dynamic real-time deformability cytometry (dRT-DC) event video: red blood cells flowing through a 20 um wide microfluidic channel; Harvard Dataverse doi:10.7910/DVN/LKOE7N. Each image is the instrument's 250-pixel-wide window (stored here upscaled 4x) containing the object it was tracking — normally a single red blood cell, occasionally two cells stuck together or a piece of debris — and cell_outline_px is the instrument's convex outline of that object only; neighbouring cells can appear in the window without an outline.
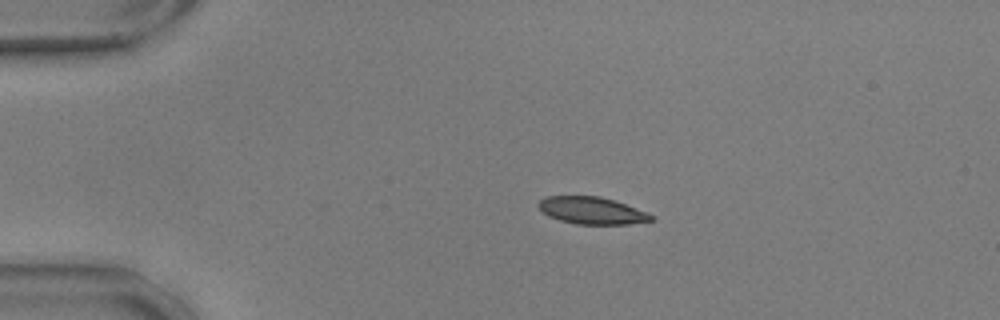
{"species": "common noctule bat (a hibernating species)", "species_latin": "Nyctalus noctula", "temperature_condition": "warm", "stored_images_in_passage": 46, "camera_frame_rate_fps": 3000, "um_per_image_px": 0.085, "animal": {"sex": "male", "body_mass_g": 17.9, "forearm_length_mm": 54.2}, "frame": {"image": 1, "passage_image": 1, "time_ms": 0.0, "image_size_px": [1000, 320], "cell_outline_px": [[656, 216], [652, 220], [628, 224], [576, 224], [560, 220], [548, 216], [536, 204], [540, 200], [548, 196], [600, 196], [648, 212]], "centroid_in_image_um": [50.31, 17.9], "position_along_channel_um": 34.7, "area_um2": 17.69}}
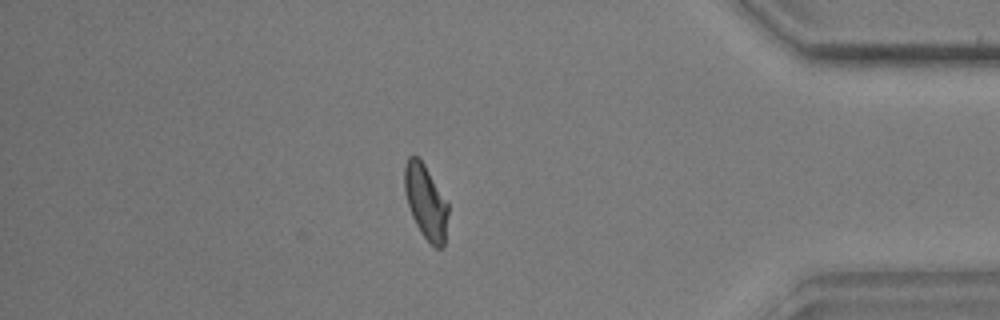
{"frame": {"image": 2, "passage_image": 38, "time_ms": 12.333, "image_size_px": [1000, 320], "cell_outline_px": [[448, 212], [444, 248], [436, 248], [420, 232], [412, 216], [408, 204], [404, 188], [404, 164], [408, 156], [416, 156], [424, 164], [448, 204]], "centroid_in_image_um": [36.18, 17.16], "position_along_channel_um": 399.0, "area_um2": 18.61}}
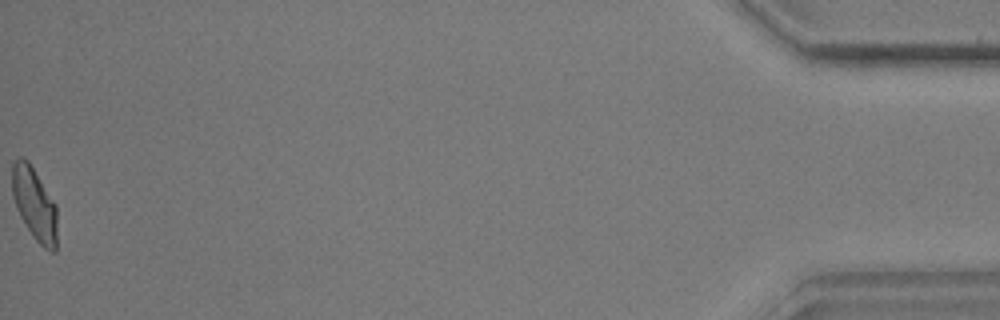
{"frame": {"image": 3, "passage_image": 46, "time_ms": 15.0, "image_size_px": [1000, 320], "cell_outline_px": [[56, 252], [52, 252], [44, 248], [36, 240], [20, 216], [16, 208], [12, 196], [12, 164], [20, 156], [24, 156], [28, 160], [56, 204]], "centroid_in_image_um": [2.92, 17.31], "position_along_channel_um": 432.3, "area_um2": 19.02}, "authors_computed_cell_mechanics": {"area_um2": 18.8717, "velocity_mm_per_s": 3.5827, "shape_relaxation_time_tau1_ms": 3.8839, "shape_relaxation_time_tau2_ms": 1.1271, "deformation_change_tau1": 0.1612, "deformation_change_tau2": 0.0664}}